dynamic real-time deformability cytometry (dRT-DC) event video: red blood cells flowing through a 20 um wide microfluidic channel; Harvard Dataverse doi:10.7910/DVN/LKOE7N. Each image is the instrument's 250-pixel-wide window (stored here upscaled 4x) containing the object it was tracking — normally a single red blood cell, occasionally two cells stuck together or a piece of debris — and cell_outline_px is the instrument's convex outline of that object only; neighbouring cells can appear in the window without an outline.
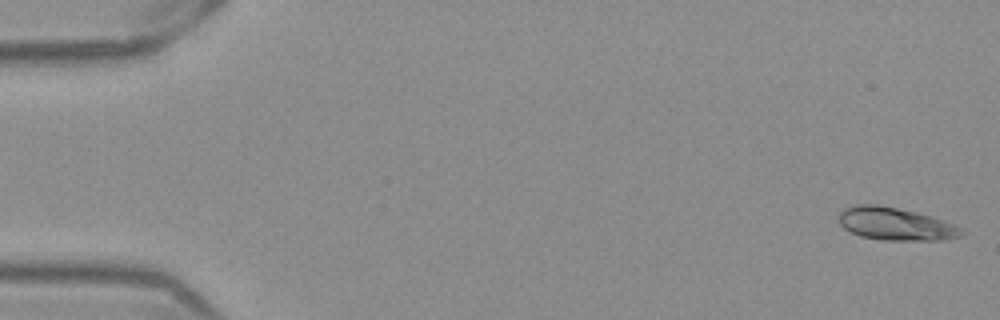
{"species": "Egyptian fruit bat (a non-hibernating species)", "species_latin": "Rousettus aegyptiacus", "temperature_condition": "warm", "stored_images_in_passage": 52, "camera_frame_rate_fps": 3000, "um_per_image_px": 0.085, "frame": {"image": 1, "passage_image": 1, "time_ms": 0.0, "image_size_px": [1000, 320], "cell_outline_px": [[964, 232], [960, 236], [944, 240], [884, 240], [860, 236], [844, 228], [836, 220], [836, 216], [844, 208], [856, 204], [880, 204], [916, 212], [932, 216], [952, 224], [960, 228]], "centroid_in_image_um": [76.05, 19.02], "position_along_channel_um": 8.9, "area_um2": 23.52}}
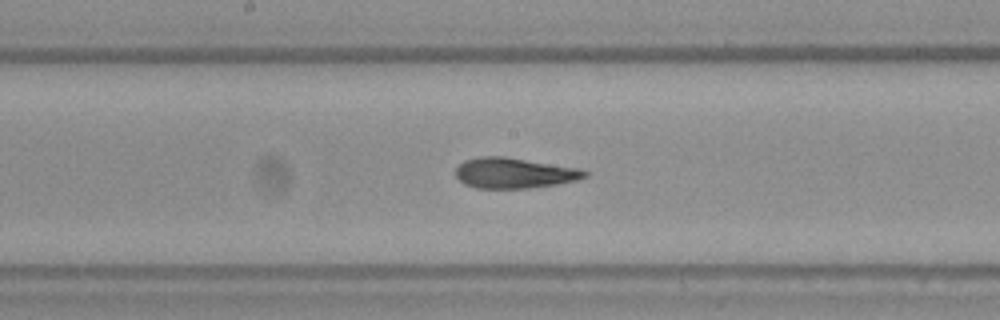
{"frame": {"image": 2, "passage_image": 27, "time_ms": 8.667, "image_size_px": [1000, 320], "cell_outline_px": [[592, 172], [588, 176], [576, 180], [556, 184], [528, 188], [476, 188], [464, 184], [456, 176], [456, 168], [464, 160], [480, 156], [504, 156], [580, 168]], "centroid_in_image_um": [43.74, 14.7], "position_along_channel_um": 204.5, "area_um2": 23.06}}
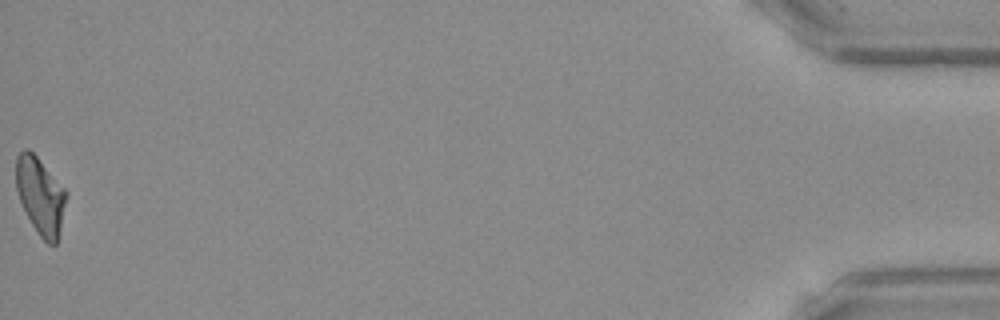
{"frame": {"image": 3, "passage_image": 52, "time_ms": 17.0, "image_size_px": [1000, 320], "cell_outline_px": [[68, 196], [56, 244], [48, 244], [40, 236], [32, 224], [20, 200], [16, 188], [16, 156], [24, 148], [28, 148], [36, 156], [68, 192]], "centroid_in_image_um": [3.44, 16.62], "position_along_channel_um": 431.8, "area_um2": 22.25}, "authors_computed_cell_mechanics": {"area_um2": 23.1778, "velocity_mm_per_s": 3.9256, "shape_relaxation_time_tau1_ms": 5.4325, "shape_relaxation_time_tau2_ms": 1.8824, "deformation_change_tau1": 0.2219, "deformation_change_tau2": 0.0966}}